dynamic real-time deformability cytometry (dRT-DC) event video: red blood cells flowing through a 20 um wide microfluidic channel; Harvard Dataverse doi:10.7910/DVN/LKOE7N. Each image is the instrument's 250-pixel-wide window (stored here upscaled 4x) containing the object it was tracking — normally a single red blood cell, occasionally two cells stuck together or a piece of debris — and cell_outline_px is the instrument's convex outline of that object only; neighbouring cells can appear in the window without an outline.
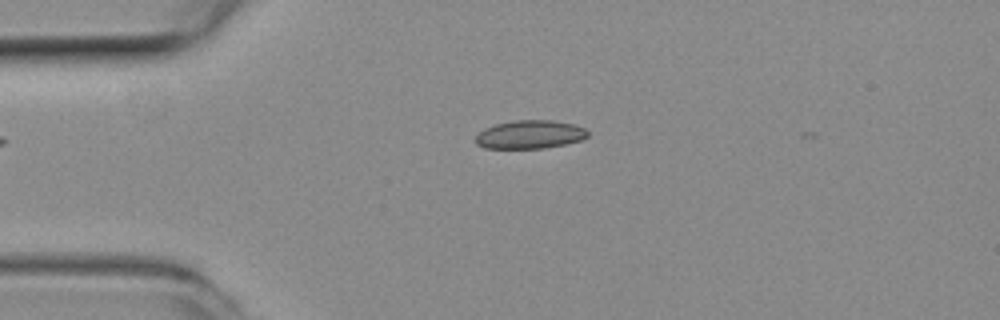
{"species": "common noctule bat (a hibernating species)", "species_latin": "Nyctalus noctula", "temperature_condition": "room temperature", "stored_images_in_passage": 41, "camera_frame_rate_fps": 3000, "um_per_image_px": 0.085, "animal": {"sex": "female", "body_mass_g": 19.3, "forearm_length_mm": 54.1}, "frame": {"image": 1, "passage_image": 1, "time_ms": 0.0, "image_size_px": [1000, 320], "cell_outline_px": [[588, 136], [580, 140], [564, 144], [544, 148], [484, 148], [476, 144], [472, 140], [484, 128], [496, 124], [512, 120], [552, 120], [572, 124], [584, 128], [588, 132]], "centroid_in_image_um": [44.99, 11.43], "position_along_channel_um": 40.0, "area_um2": 18.55}}
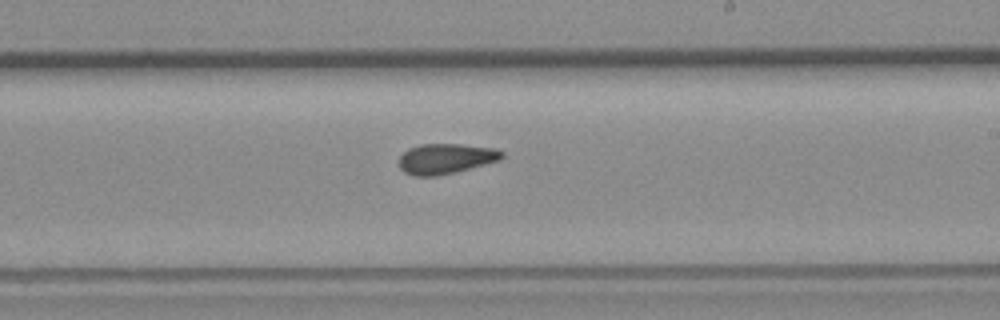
{"frame": {"image": 2, "passage_image": 19, "time_ms": 6.0, "image_size_px": [1000, 320], "cell_outline_px": [[504, 156], [500, 160], [456, 172], [436, 176], [416, 176], [404, 172], [400, 168], [400, 156], [408, 148], [420, 144], [460, 144], [496, 148], [504, 152]], "centroid_in_image_um": [37.91, 13.48], "position_along_channel_um": 251.1, "area_um2": 18.21}}
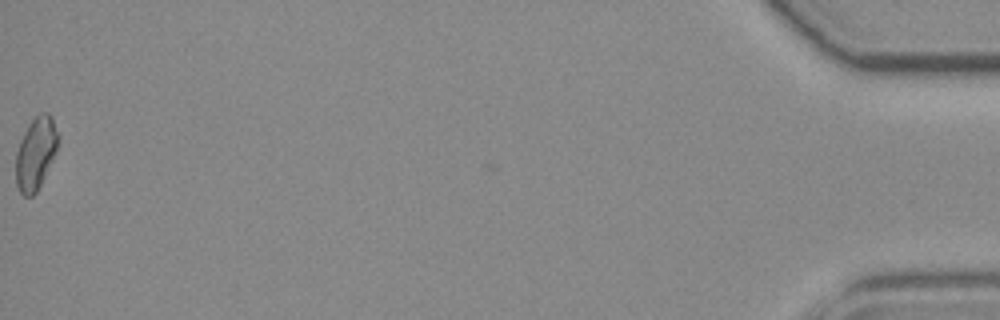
{"frame": {"image": 3, "passage_image": 41, "time_ms": 13.333, "image_size_px": [1000, 320], "cell_outline_px": [[60, 136], [56, 152], [36, 192], [32, 196], [24, 196], [20, 192], [16, 184], [16, 152], [20, 140], [28, 124], [40, 112], [48, 112], [52, 116]], "centroid_in_image_um": [3.05, 12.99], "position_along_channel_um": 432.2, "area_um2": 17.86}, "authors_computed_cell_mechanics": {"area_um2": 17.8024, "velocity_mm_per_s": 3.9375, "shape_relaxation_time_tau1_ms": null, "shape_relaxation_time_tau2_ms": 3.7494, "deformation_change_tau1": null, "deformation_change_tau2": 0.0764}}